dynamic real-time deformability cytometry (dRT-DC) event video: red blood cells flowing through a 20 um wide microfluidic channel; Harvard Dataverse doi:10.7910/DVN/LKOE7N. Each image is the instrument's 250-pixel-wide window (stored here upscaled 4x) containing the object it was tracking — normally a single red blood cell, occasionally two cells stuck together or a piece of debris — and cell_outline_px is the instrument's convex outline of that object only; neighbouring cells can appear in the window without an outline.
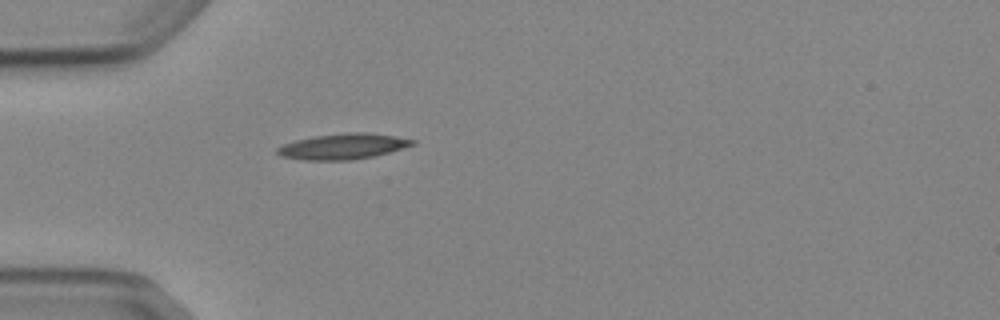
{"species": "Egyptian fruit bat (a non-hibernating species)", "species_latin": "Rousettus aegyptiacus", "temperature_condition": "cold", "stored_images_in_passage": 3, "camera_frame_rate_fps": 3000, "um_per_image_px": 0.085, "animal": {"sex": "female"}, "frame": {"image": 1, "passage_image": 3, "time_ms": 2.333, "image_size_px": [1000, 320], "cell_outline_px": [[416, 144], [376, 156], [352, 160], [304, 160], [280, 156], [276, 152], [276, 148], [284, 144], [296, 140], [316, 136], [348, 132], [364, 132], [396, 136], [416, 140]], "centroid_in_image_um": [29.18, 12.45], "position_along_channel_um": 55.8, "area_um2": 20.23}}